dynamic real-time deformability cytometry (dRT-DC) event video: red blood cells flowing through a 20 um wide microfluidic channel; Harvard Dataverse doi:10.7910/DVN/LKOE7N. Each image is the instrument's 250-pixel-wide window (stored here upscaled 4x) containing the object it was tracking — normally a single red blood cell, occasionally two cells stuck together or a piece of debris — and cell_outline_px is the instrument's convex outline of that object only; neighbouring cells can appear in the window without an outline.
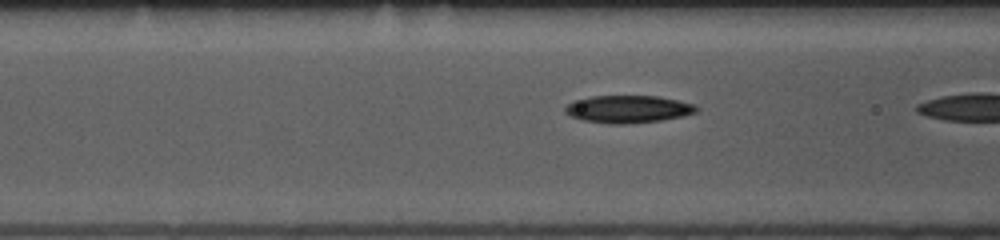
{"species": "common noctule bat (a hibernating species)", "species_latin": "Nyctalus noctula", "temperature_condition": "room temperature", "stored_images_in_passage": 18, "camera_frame_rate_fps": 3000, "um_per_image_px": 0.085, "animal": {"sex": "female", "body_mass_g": 10.0, "forearm_length_mm": 53.1}, "frame": {"image": 1, "passage_image": 16, "time_ms": 5.0, "image_size_px": [1000, 240], "cell_outline_px": [[700, 108], [696, 112], [684, 116], [660, 120], [620, 124], [612, 124], [584, 120], [572, 116], [564, 112], [564, 108], [572, 100], [592, 96], [656, 96], [696, 104]], "centroid_in_image_um": [53.4, 9.26], "position_along_channel_um": 113.2, "area_um2": 20.92}}